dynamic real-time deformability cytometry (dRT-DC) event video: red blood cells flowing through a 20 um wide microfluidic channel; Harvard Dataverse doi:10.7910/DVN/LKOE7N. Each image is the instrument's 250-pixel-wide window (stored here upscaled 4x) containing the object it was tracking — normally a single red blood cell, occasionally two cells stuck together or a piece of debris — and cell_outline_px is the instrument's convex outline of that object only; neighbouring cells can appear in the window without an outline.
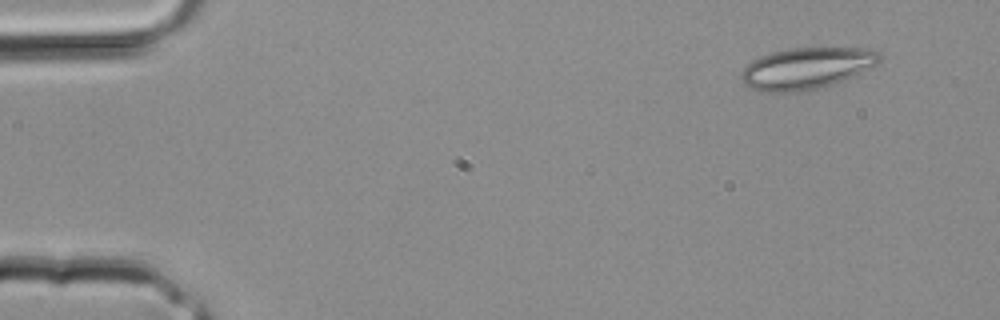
{"species": "common noctule bat (a hibernating species)", "species_latin": "Nyctalus noctula", "temperature_condition": "room temperature", "stored_images_in_passage": 3, "camera_frame_rate_fps": 3000, "um_per_image_px": 0.085, "animal": {"sex": "male", "body_mass_g": 20.4}, "frame": {"image": 1, "passage_image": 1, "time_ms": 0.0, "image_size_px": [1000, 320], "cell_outline_px": [[884, 56], [872, 68], [844, 80], [824, 88], [792, 92], [760, 92], [748, 88], [740, 84], [740, 72], [752, 60], [760, 56], [772, 52], [788, 48], [872, 48]], "centroid_in_image_um": [68.54, 5.82], "position_along_channel_um": 16.5, "area_um2": 34.16}}